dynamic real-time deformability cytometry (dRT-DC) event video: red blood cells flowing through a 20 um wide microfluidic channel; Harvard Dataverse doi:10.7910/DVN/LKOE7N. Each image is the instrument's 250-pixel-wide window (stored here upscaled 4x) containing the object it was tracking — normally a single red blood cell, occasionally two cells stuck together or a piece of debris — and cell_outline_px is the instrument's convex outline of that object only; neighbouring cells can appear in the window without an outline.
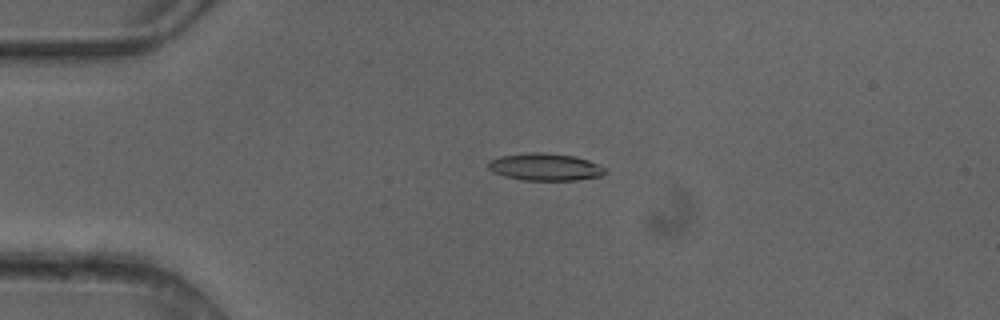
{"species": "common noctule bat (a hibernating species)", "species_latin": "Nyctalus noctula", "temperature_condition": "cold", "stored_images_in_passage": 5, "camera_frame_rate_fps": 3000, "um_per_image_px": 0.085, "animal": {"sex": "female"}, "frame": {"image": 1, "passage_image": 4, "time_ms": 1.0, "image_size_px": [1000, 320], "cell_outline_px": [[608, 172], [600, 176], [576, 180], [524, 180], [504, 176], [492, 172], [488, 168], [488, 160], [500, 156], [532, 152], [540, 152], [576, 156], [588, 160], [608, 168]], "centroid_in_image_um": [46.35, 14.19], "position_along_channel_um": 38.6, "area_um2": 18.73}}